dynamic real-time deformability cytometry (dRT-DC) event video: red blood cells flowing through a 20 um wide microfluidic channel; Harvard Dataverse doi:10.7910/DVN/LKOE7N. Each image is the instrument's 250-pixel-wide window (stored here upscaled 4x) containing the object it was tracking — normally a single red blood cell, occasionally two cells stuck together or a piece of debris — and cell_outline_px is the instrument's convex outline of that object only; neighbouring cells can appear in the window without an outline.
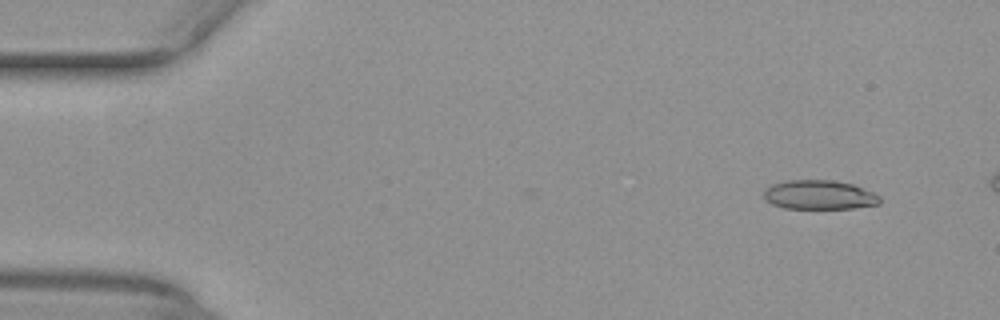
{"species": "common noctule bat (a hibernating species)", "species_latin": "Nyctalus noctula", "temperature_condition": "warm", "stored_images_in_passage": 47, "camera_frame_rate_fps": 3000, "um_per_image_px": 0.085, "animal": {"sex": "female", "body_mass_g": 29.2, "forearm_length_mm": 56.3}, "frame": {"image": 1, "passage_image": 1, "time_ms": 0.0, "image_size_px": [1000, 320], "cell_outline_px": [[880, 204], [852, 208], [784, 208], [772, 204], [764, 200], [764, 188], [772, 184], [784, 180], [832, 180], [852, 184], [872, 192], [880, 196]], "centroid_in_image_um": [69.59, 16.56], "position_along_channel_um": 15.4, "area_um2": 19.77}}
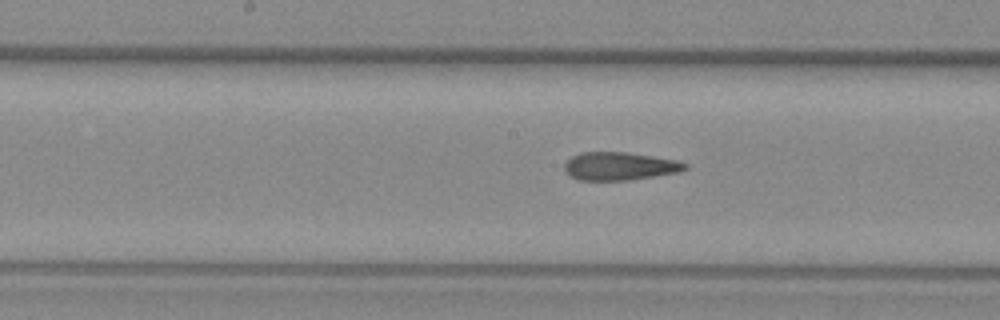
{"frame": {"image": 2, "passage_image": 23, "time_ms": 7.333, "image_size_px": [1000, 320], "cell_outline_px": [[688, 168], [680, 172], [628, 180], [580, 180], [568, 176], [564, 168], [564, 164], [572, 156], [580, 152], [624, 152], [652, 156], [676, 160], [688, 164]], "centroid_in_image_um": [52.65, 14.13], "position_along_channel_um": 195.5, "area_um2": 19.71}}
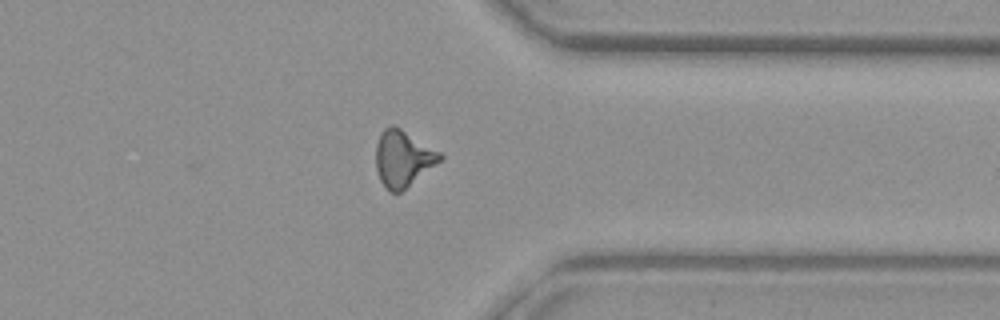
{"frame": {"image": 3, "passage_image": 37, "time_ms": 12.0, "image_size_px": [1000, 320], "cell_outline_px": [[444, 156], [436, 164], [400, 192], [388, 192], [380, 180], [376, 168], [376, 144], [384, 128], [392, 124], [400, 128], [440, 152]], "centroid_in_image_um": [34.22, 13.47], "position_along_channel_um": 377.2, "area_um2": 20.63}, "authors_computed_cell_mechanics": {"area_um2": 20.1144, "velocity_mm_per_s": 4.0232, "shape_relaxation_time_tau1_ms": null, "shape_relaxation_time_tau2_ms": 2.4029, "deformation_change_tau1": null, "deformation_change_tau2": 0.1132}}